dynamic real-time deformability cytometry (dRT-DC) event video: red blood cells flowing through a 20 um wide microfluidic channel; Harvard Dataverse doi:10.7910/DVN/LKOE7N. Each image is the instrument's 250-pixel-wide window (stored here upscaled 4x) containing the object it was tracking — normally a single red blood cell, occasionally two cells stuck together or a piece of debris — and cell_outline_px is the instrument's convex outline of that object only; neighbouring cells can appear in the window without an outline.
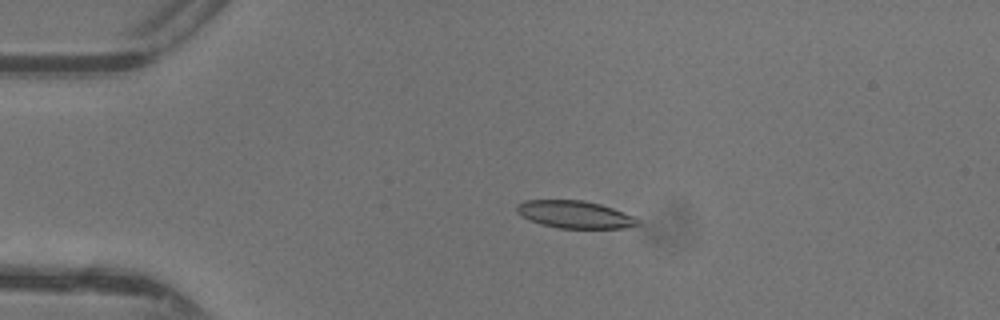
{"species": "common noctule bat (a hibernating species)", "species_latin": "Nyctalus noctula", "temperature_condition": "warm", "stored_images_in_passage": 37, "camera_frame_rate_fps": 3000, "um_per_image_px": 0.085, "animal": {"sex": "female"}, "frame": {"image": 1, "passage_image": 1, "time_ms": 0.0, "image_size_px": [1000, 320], "cell_outline_px": [[640, 224], [624, 228], [560, 228], [540, 224], [516, 212], [516, 204], [524, 200], [584, 200], [600, 204], [612, 208], [632, 216]], "centroid_in_image_um": [48.82, 18.22], "position_along_channel_um": 36.2, "area_um2": 19.07}}
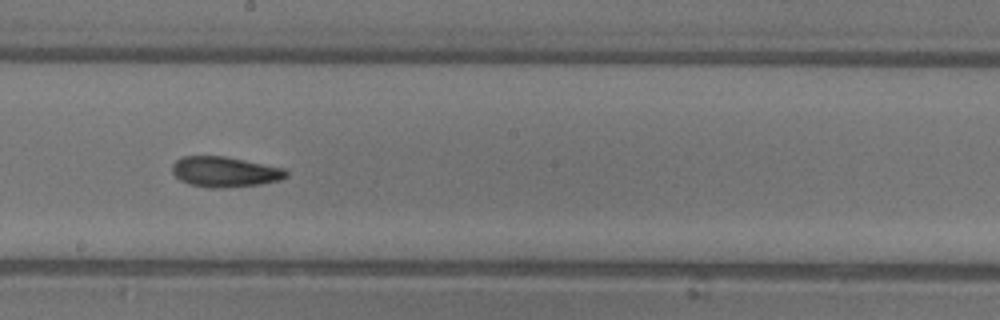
{"frame": {"image": 2, "passage_image": 17, "time_ms": 5.333, "image_size_px": [1000, 320], "cell_outline_px": [[288, 176], [280, 180], [260, 184], [224, 188], [208, 188], [188, 184], [180, 180], [172, 172], [172, 164], [176, 160], [184, 156], [224, 156], [284, 168], [288, 172]], "centroid_in_image_um": [19.1, 14.61], "position_along_channel_um": 229.1, "area_um2": 20.23}}
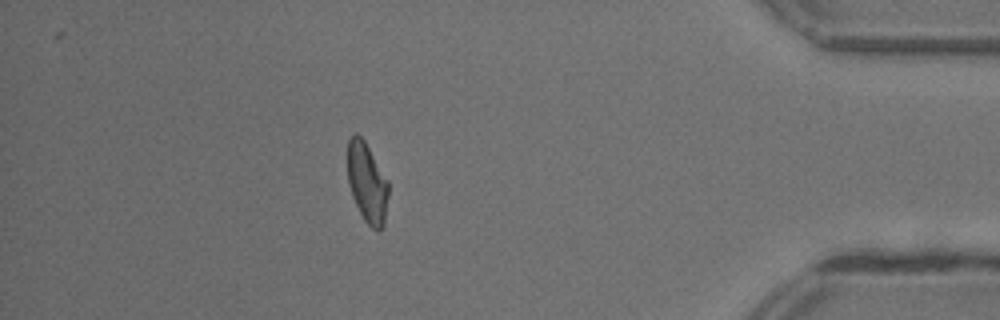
{"frame": {"image": 3, "passage_image": 32, "time_ms": 10.333, "image_size_px": [1000, 320], "cell_outline_px": [[388, 196], [384, 228], [376, 232], [364, 220], [352, 196], [348, 180], [348, 140], [356, 132], [364, 140], [388, 180]], "centroid_in_image_um": [31.22, 15.57], "position_along_channel_um": 404.0, "area_um2": 19.02}, "authors_computed_cell_mechanics": {"area_um2": 19.7676, "velocity_mm_per_s": 4.4065, "shape_relaxation_time_tau1_ms": 7.6403, "shape_relaxation_time_tau2_ms": 3.3093, "deformation_change_tau1": 0.2134, "deformation_change_tau2": 0.1136}}